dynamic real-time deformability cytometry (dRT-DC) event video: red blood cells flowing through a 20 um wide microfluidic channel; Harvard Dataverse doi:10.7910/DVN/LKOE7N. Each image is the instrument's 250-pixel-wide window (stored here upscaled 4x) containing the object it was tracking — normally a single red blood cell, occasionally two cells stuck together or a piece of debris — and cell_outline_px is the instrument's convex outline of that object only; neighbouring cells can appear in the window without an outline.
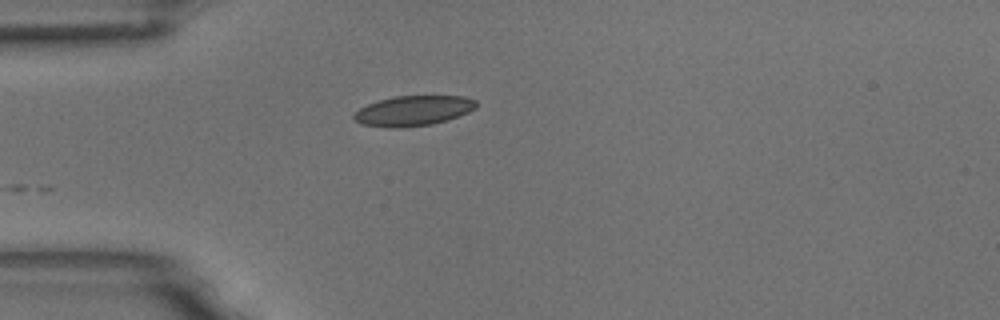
{"species": "common noctule bat (a hibernating species)", "species_latin": "Nyctalus noctula", "temperature_condition": "room temperature", "stored_images_in_passage": 4, "camera_frame_rate_fps": 3000, "um_per_image_px": 0.085, "animal": {"sex": "male", "body_mass_g": 18.8}, "frame": {"image": 1, "passage_image": 4, "time_ms": 1.0, "image_size_px": [1000, 320], "cell_outline_px": [[476, 108], [468, 112], [448, 120], [432, 124], [400, 128], [388, 128], [360, 124], [352, 116], [360, 108], [368, 104], [380, 100], [396, 96], [464, 96], [476, 100]], "centroid_in_image_um": [35.13, 9.42], "position_along_channel_um": 49.9, "area_um2": 21.44}}